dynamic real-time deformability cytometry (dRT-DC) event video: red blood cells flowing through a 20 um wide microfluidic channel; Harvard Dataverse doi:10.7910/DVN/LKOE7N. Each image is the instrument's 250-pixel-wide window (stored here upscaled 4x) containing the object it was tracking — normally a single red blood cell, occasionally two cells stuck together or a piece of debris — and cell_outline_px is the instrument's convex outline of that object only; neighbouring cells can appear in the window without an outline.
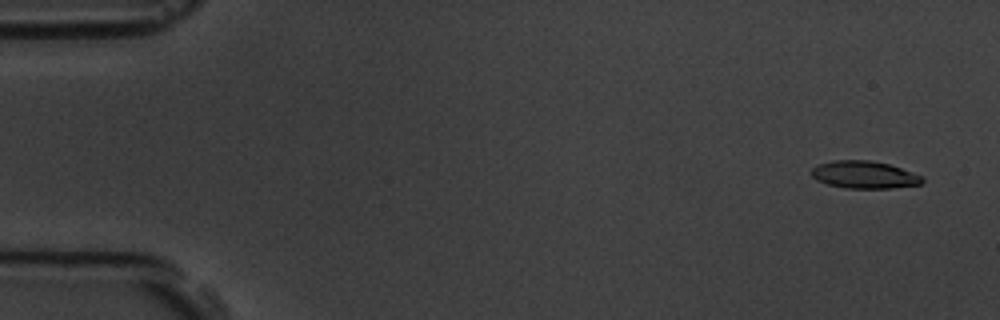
{"species": "common noctule bat (a hibernating species)", "species_latin": "Nyctalus noctula", "temperature_condition": "room temperature", "stored_images_in_passage": 5, "camera_frame_rate_fps": 3000, "um_per_image_px": 0.085, "animal": {"sex": "male", "body_mass_g": 19.5, "forearm_length_mm": 54.6}, "frame": {"image": 1, "passage_image": 1, "time_ms": 0.0, "image_size_px": [1000, 320], "cell_outline_px": [[924, 180], [920, 184], [892, 188], [844, 188], [828, 184], [816, 180], [812, 176], [812, 168], [820, 164], [832, 160], [868, 160], [888, 164], [924, 176]], "centroid_in_image_um": [73.47, 14.85], "position_along_channel_um": 11.5, "area_um2": 17.63}}
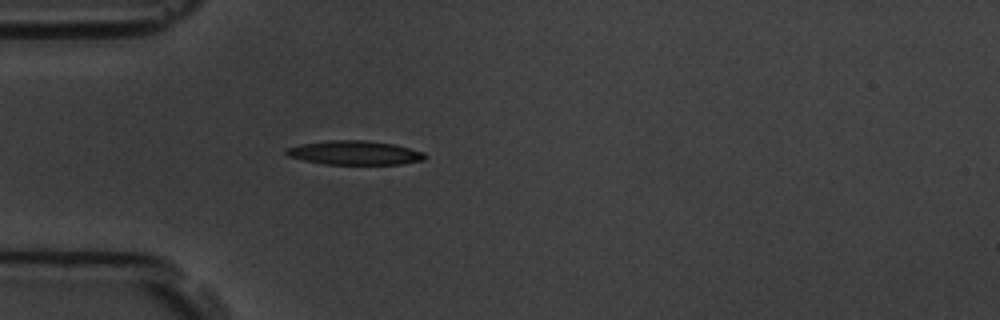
{"frame": {"image": 2, "passage_image": 5, "time_ms": 4.333, "image_size_px": [1000, 320], "cell_outline_px": [[428, 156], [424, 160], [400, 164], [324, 164], [304, 160], [288, 156], [284, 152], [284, 148], [300, 144], [328, 140], [364, 140], [392, 144], [424, 152]], "centroid_in_image_um": [30.11, 12.98], "position_along_channel_um": 54.9, "area_um2": 19.42}}